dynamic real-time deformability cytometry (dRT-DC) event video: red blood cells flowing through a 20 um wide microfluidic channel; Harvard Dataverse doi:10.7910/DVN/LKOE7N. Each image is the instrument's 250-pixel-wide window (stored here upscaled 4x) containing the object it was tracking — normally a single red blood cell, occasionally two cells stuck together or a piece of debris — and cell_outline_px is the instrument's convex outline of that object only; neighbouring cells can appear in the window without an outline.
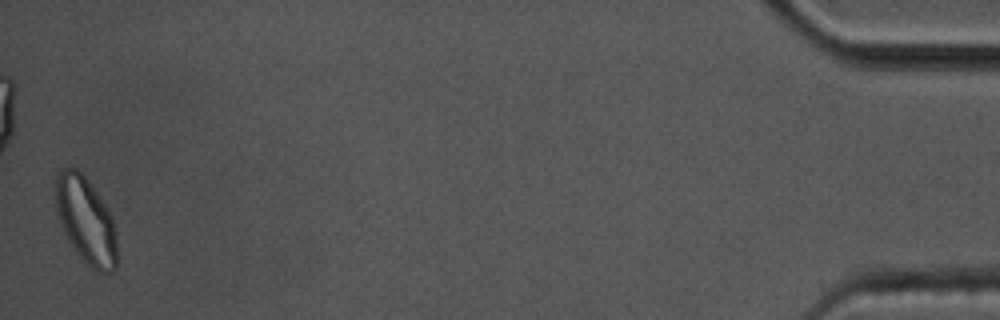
{"species": "common noctule bat (a hibernating species)", "species_latin": "Nyctalus noctula", "temperature_condition": "cold", "stored_images_in_passage": 56, "camera_frame_rate_fps": 3000, "um_per_image_px": 0.085, "animal": {"sex": "male", "body_mass_g": 17.5, "forearm_length_mm": 52.3}, "frame": {"image": 1, "passage_image": 56, "time_ms": 18.333, "image_size_px": [1000, 320], "cell_outline_px": [[116, 268], [112, 272], [96, 272], [80, 256], [68, 240], [60, 224], [56, 212], [56, 172], [60, 168], [76, 168], [84, 176], [96, 192], [112, 216], [116, 232]], "centroid_in_image_um": [7.29, 18.73], "position_along_channel_um": 427.9, "area_um2": 30.69}, "authors_computed_cell_mechanics": {"area_um2": 19.7676, "velocity_mm_per_s": 3.533, "shape_relaxation_time_tau1_ms": 6.0458, "shape_relaxation_time_tau2_ms": 4.0913, "deformation_change_tau1": 0.1005, "deformation_change_tau2": 0.0765}}